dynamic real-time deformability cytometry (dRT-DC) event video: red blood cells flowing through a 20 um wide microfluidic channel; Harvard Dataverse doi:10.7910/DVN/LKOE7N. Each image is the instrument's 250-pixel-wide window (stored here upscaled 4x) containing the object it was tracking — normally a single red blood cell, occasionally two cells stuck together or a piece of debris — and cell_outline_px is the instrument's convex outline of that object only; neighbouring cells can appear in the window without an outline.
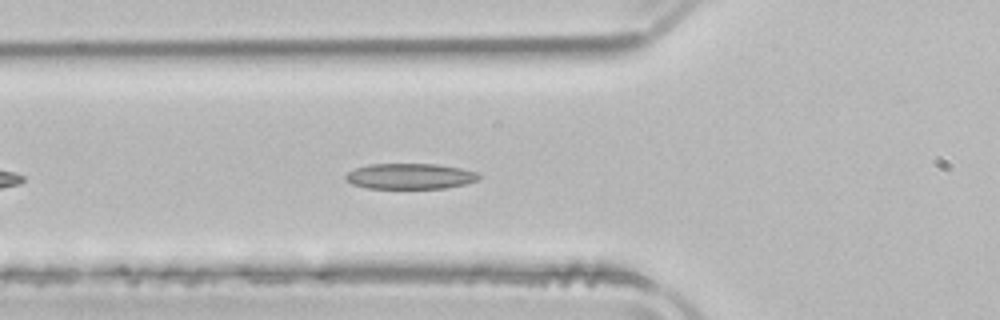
{"species": "common noctule bat (a hibernating species)", "species_latin": "Nyctalus noctula", "temperature_condition": "room temperature", "stored_images_in_passage": 12, "camera_frame_rate_fps": 3000, "um_per_image_px": 0.085, "animal": {"sex": "male", "body_mass_g": 21.5, "forearm_length_mm": 52.0}, "frame": {"image": 1, "passage_image": 7, "time_ms": 2.0, "image_size_px": [1000, 320], "cell_outline_px": [[480, 176], [476, 180], [464, 184], [444, 188], [368, 188], [352, 184], [344, 180], [344, 176], [348, 172], [356, 168], [368, 164], [436, 164], [460, 168], [476, 172]], "centroid_in_image_um": [34.8, 14.98], "position_along_channel_um": 91.0, "area_um2": 19.77}}